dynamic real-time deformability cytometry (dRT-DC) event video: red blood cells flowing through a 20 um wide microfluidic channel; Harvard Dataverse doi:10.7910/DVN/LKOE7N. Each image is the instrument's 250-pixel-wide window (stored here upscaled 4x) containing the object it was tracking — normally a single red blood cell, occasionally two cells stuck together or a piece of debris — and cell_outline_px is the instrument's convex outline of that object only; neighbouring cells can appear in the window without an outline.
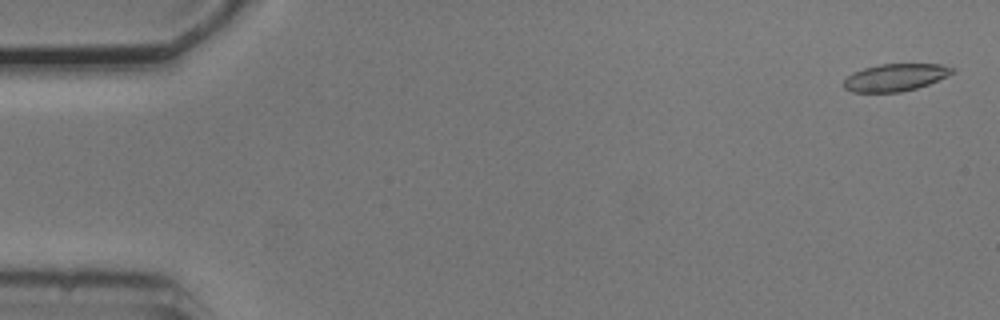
{"species": "common noctule bat (a hibernating species)", "species_latin": "Nyctalus noctula", "temperature_condition": "cold", "stored_images_in_passage": 44, "camera_frame_rate_fps": 3000, "um_per_image_px": 0.085, "animal": {"sex": "male", "body_mass_g": 20.5, "forearm_length_mm": 52.5}, "frame": {"image": 1, "passage_image": 2, "time_ms": 0.333, "image_size_px": [1000, 320], "cell_outline_px": [[956, 72], [948, 76], [928, 84], [916, 88], [900, 92], [852, 92], [844, 88], [844, 80], [852, 72], [864, 68], [880, 64], [940, 64], [956, 68]], "centroid_in_image_um": [76.13, 6.57], "position_along_channel_um": 8.9, "area_um2": 17.34}}
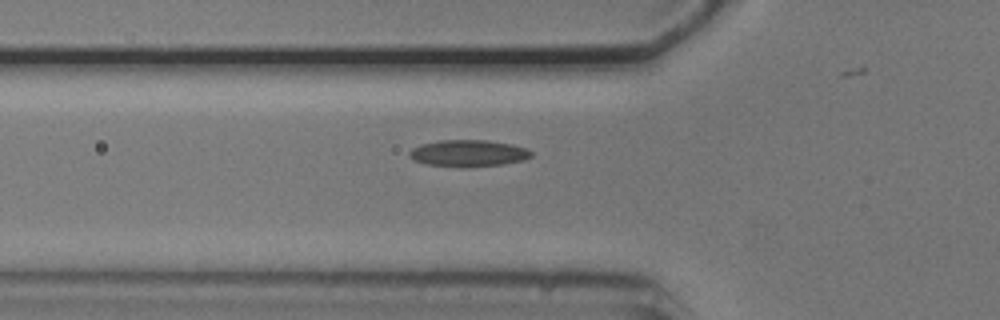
{"frame": {"image": 2, "passage_image": 19, "time_ms": 6.0, "image_size_px": [1000, 320], "cell_outline_px": [[532, 156], [524, 160], [504, 164], [468, 168], [460, 168], [428, 164], [416, 160], [408, 156], [408, 152], [412, 148], [420, 144], [440, 140], [488, 140], [512, 144], [528, 148], [532, 152]], "centroid_in_image_um": [39.83, 13.03], "position_along_channel_um": 86.0, "area_um2": 19.31}}
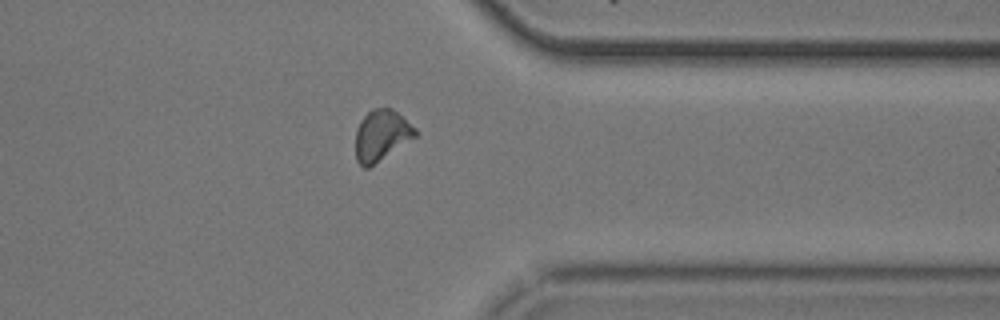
{"frame": {"image": 3, "passage_image": 43, "time_ms": 14.0, "image_size_px": [1000, 320], "cell_outline_px": [[416, 136], [368, 168], [364, 168], [356, 160], [356, 128], [360, 120], [372, 108], [392, 108], [416, 128]], "centroid_in_image_um": [32.4, 11.49], "position_along_channel_um": 379.0, "area_um2": 17.51}}